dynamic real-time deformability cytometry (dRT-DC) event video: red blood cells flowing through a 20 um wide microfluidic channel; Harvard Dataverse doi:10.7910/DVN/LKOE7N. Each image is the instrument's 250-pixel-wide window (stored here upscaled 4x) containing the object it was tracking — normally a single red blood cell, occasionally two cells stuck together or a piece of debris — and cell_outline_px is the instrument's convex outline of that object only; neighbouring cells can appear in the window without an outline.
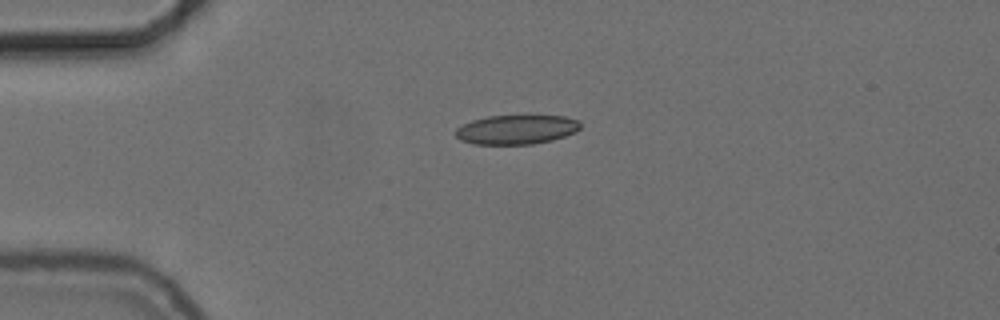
{"species": "common noctule bat (a hibernating species)", "species_latin": "Nyctalus noctula", "temperature_condition": "cold", "stored_images_in_passage": 15, "camera_frame_rate_fps": 3000, "um_per_image_px": 0.085, "animal": {"sex": "female", "body_mass_g": 24.6, "forearm_length_mm": 56.2}, "frame": {"image": 1, "passage_image": 1, "time_ms": 0.0, "image_size_px": [1000, 320], "cell_outline_px": [[580, 128], [576, 132], [552, 140], [532, 144], [472, 144], [460, 140], [456, 136], [456, 128], [472, 120], [488, 116], [564, 116], [580, 120]], "centroid_in_image_um": [43.9, 11.01], "position_along_channel_um": 41.1, "area_um2": 21.27}}
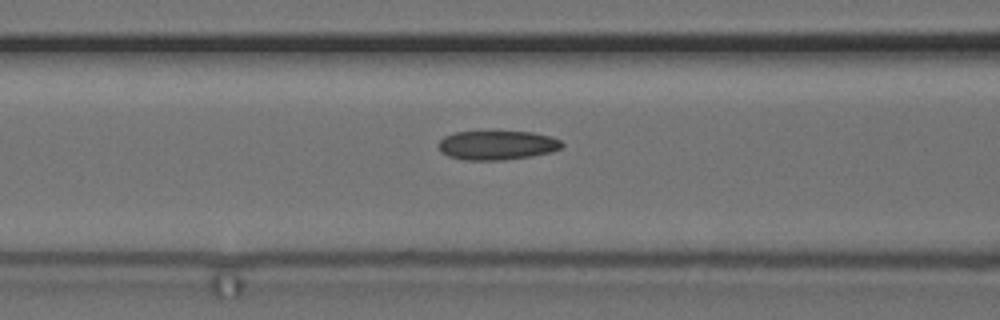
{"frame": {"image": 2, "passage_image": 10, "time_ms": 3.0, "image_size_px": [1000, 320], "cell_outline_px": [[564, 144], [560, 148], [552, 152], [532, 156], [504, 160], [464, 160], [448, 156], [440, 152], [436, 144], [444, 136], [456, 132], [532, 132], [552, 136], [560, 140]], "centroid_in_image_um": [42.24, 12.35], "position_along_channel_um": 124.4, "area_um2": 21.15}}
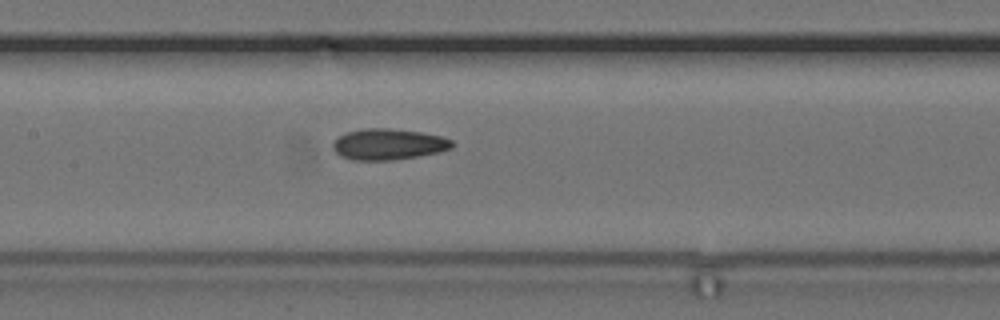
{"frame": {"image": 3, "passage_image": 14, "time_ms": 4.333, "image_size_px": [1000, 320], "cell_outline_px": [[452, 148], [440, 152], [420, 156], [392, 160], [352, 160], [340, 156], [332, 148], [332, 144], [340, 136], [348, 132], [364, 128], [388, 128], [420, 132], [440, 136], [452, 140]], "centroid_in_image_um": [33.01, 12.27], "position_along_channel_um": 174.4, "area_um2": 21.5}}